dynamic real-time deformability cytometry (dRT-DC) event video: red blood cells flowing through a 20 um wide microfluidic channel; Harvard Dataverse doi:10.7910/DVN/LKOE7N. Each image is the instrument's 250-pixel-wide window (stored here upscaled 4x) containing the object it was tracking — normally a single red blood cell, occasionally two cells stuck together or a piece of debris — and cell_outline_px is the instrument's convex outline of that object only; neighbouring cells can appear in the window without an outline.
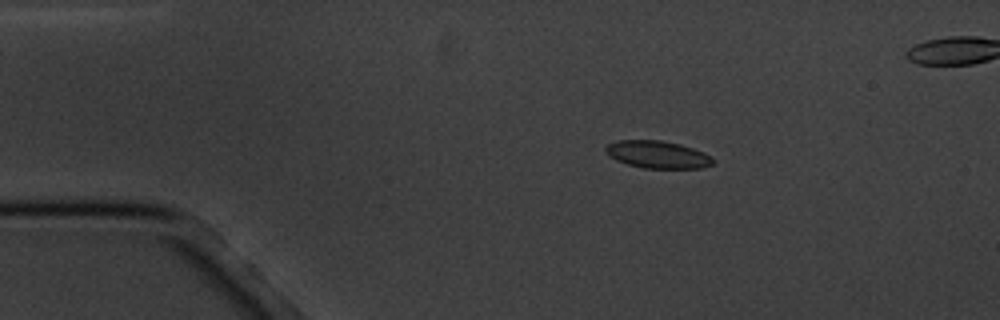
{"species": "common noctule bat (a hibernating species)", "species_latin": "Nyctalus noctula", "temperature_condition": "cold", "stored_images_in_passage": 5, "camera_frame_rate_fps": 3000, "um_per_image_px": 0.085, "animal": {"sex": "male", "body_mass_g": 20.1, "forearm_length_mm": 53.5}, "frame": {"image": 1, "passage_image": 3, "time_ms": 3.333, "image_size_px": [1000, 320], "cell_outline_px": [[716, 160], [712, 164], [700, 168], [644, 168], [628, 164], [616, 160], [608, 156], [604, 152], [604, 148], [608, 144], [616, 140], [660, 140], [680, 144], [704, 152], [712, 156]], "centroid_in_image_um": [55.88, 13.13], "position_along_channel_um": 29.1, "area_um2": 17.28}}